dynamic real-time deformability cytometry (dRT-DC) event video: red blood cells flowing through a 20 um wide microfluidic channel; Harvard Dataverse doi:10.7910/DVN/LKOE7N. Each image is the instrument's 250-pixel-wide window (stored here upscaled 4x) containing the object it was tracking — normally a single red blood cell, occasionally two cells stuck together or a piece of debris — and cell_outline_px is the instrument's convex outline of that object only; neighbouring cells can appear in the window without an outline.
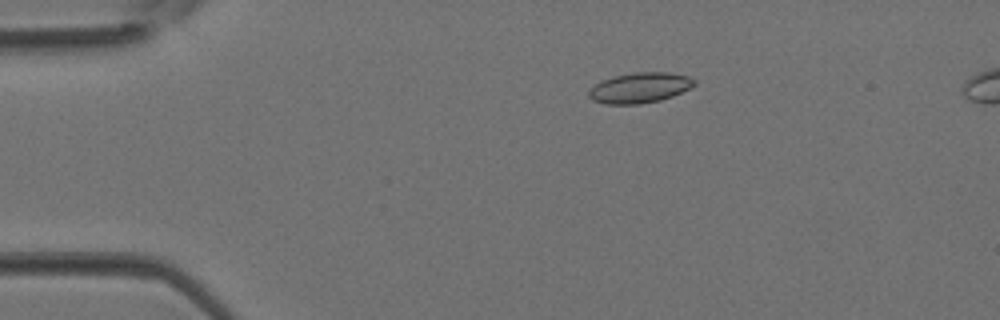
{"species": "Egyptian fruit bat (a non-hibernating species)", "species_latin": "Rousettus aegyptiacus", "temperature_condition": "room temperature", "stored_images_in_passage": 3, "camera_frame_rate_fps": 3000, "um_per_image_px": 0.085, "animal": {"sex": "female"}, "frame": {"image": 1, "passage_image": 1, "time_ms": 0.0, "image_size_px": [1000, 320], "cell_outline_px": [[696, 84], [672, 96], [660, 100], [640, 104], [604, 104], [592, 100], [588, 96], [588, 92], [600, 80], [612, 76], [636, 72], [668, 72], [688, 76], [696, 80]], "centroid_in_image_um": [54.35, 7.45], "position_along_channel_um": 30.6, "area_um2": 18.67}}